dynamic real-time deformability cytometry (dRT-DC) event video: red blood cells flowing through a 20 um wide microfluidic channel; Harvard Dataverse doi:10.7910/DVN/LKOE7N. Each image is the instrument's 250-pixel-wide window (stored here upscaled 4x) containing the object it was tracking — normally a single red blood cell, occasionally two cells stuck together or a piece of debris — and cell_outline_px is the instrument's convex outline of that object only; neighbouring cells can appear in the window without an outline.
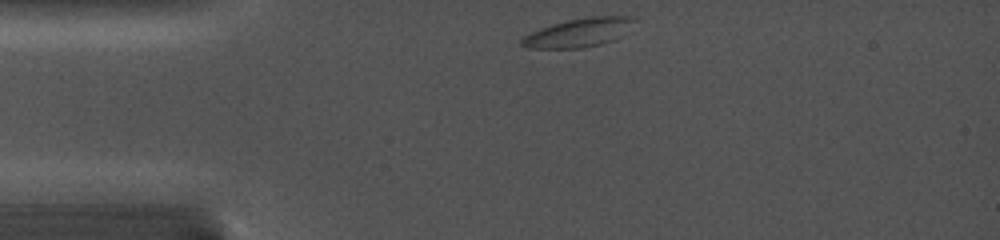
{"species": "common noctule bat (a hibernating species)", "species_latin": "Nyctalus noctula", "temperature_condition": "cold", "stored_images_in_passage": 47, "camera_frame_rate_fps": 5000, "um_per_image_px": 0.085, "animal": {"sex": "female", "body_mass_g": 19.0, "forearm_length_mm": 56.7}, "frame": {"image": 1, "passage_image": 1, "time_ms": 0.0, "image_size_px": [1000, 240], "cell_outline_px": [[636, 20], [620, 36], [612, 40], [600, 44], [580, 48], [528, 48], [520, 44], [520, 40], [524, 36], [532, 32], [552, 24], [568, 20], [588, 16], [632, 16]], "centroid_in_image_um": [49.18, 2.76], "position_along_channel_um": 35.8, "area_um2": 18.55}}
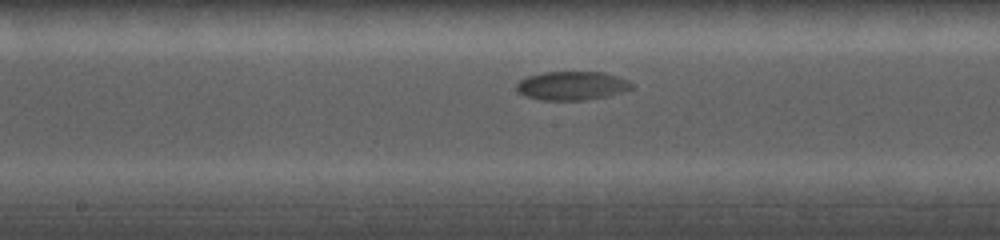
{"frame": {"image": 2, "passage_image": 24, "time_ms": 5.6, "image_size_px": [1000, 240], "cell_outline_px": [[632, 88], [624, 92], [608, 96], [584, 100], [540, 100], [524, 96], [516, 88], [516, 84], [520, 80], [528, 76], [544, 72], [604, 72], [628, 80], [632, 84]], "centroid_in_image_um": [48.62, 7.29], "position_along_channel_um": 199.6, "area_um2": 19.31}}
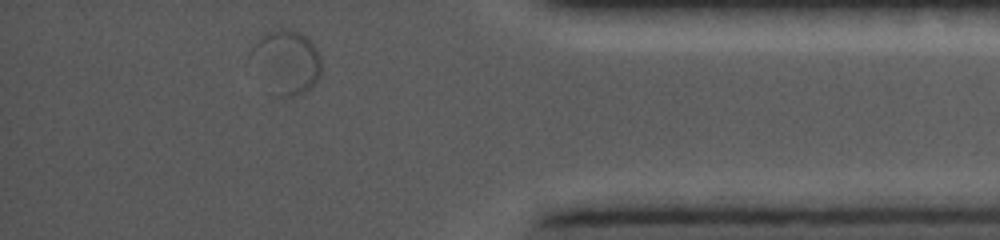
{"frame": {"image": 3, "passage_image": 47, "time_ms": 12.0, "image_size_px": [1000, 240], "cell_outline_px": [[320, 76], [304, 92], [292, 96], [276, 96], [248, 56], [248, 52], [264, 32], [280, 28], [300, 32], [316, 48], [320, 56]], "centroid_in_image_um": [24.32, 5.22], "position_along_channel_um": 410.9, "area_um2": 25.55}}